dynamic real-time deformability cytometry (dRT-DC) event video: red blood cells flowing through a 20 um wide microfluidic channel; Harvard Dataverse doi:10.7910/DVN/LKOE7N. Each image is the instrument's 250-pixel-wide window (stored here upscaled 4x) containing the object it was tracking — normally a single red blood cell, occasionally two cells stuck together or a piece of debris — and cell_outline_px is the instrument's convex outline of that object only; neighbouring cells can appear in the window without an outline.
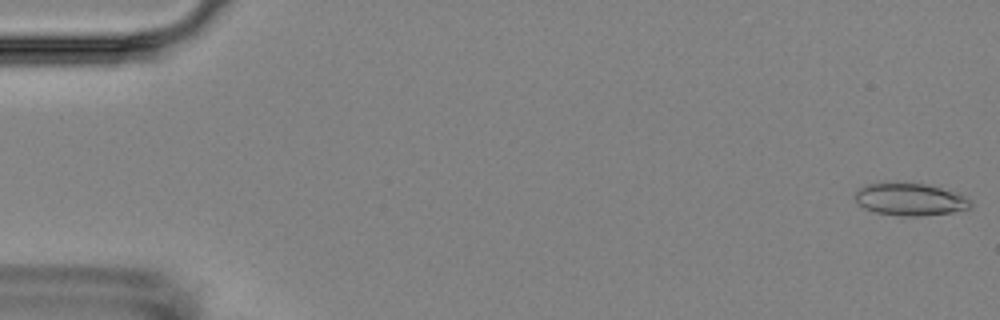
{"species": "Egyptian fruit bat (a non-hibernating species)", "species_latin": "Rousettus aegyptiacus", "temperature_condition": "room temperature", "stored_images_in_passage": 3, "camera_frame_rate_fps": 3000, "um_per_image_px": 0.085, "animal": {"sex": "female"}, "frame": {"image": 1, "passage_image": 1, "time_ms": 0.0, "image_size_px": [1000, 320], "cell_outline_px": [[972, 208], [952, 212], [920, 216], [908, 216], [876, 212], [864, 208], [856, 204], [856, 192], [864, 184], [884, 180], [924, 184], [956, 192], [964, 196], [972, 204]], "centroid_in_image_um": [77.3, 16.91], "position_along_channel_um": 7.7, "area_um2": 22.14}}